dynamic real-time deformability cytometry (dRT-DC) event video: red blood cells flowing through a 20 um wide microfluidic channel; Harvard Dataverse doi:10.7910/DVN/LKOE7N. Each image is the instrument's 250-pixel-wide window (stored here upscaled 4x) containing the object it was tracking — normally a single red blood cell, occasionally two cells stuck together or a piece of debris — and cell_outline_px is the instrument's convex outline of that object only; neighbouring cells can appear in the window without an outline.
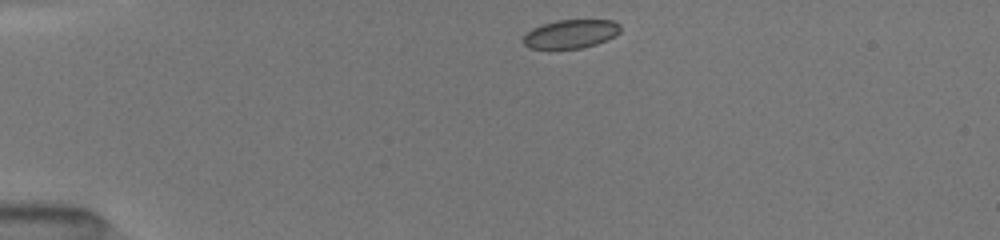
{"species": "common noctule bat (a hibernating species)", "species_latin": "Nyctalus noctula", "temperature_condition": "room temperature", "stored_images_in_passage": 11, "camera_frame_rate_fps": 3000, "um_per_image_px": 0.085, "animal": {"sex": "female", "body_mass_g": 19.5, "forearm_length_mm": 54.1}, "frame": {"image": 1, "passage_image": 1, "time_ms": 0.0, "image_size_px": [1000, 240], "cell_outline_px": [[620, 32], [616, 36], [596, 44], [580, 48], [528, 48], [520, 40], [532, 28], [556, 20], [612, 20], [620, 24]], "centroid_in_image_um": [48.52, 2.88], "position_along_channel_um": 36.5, "area_um2": 16.18}}
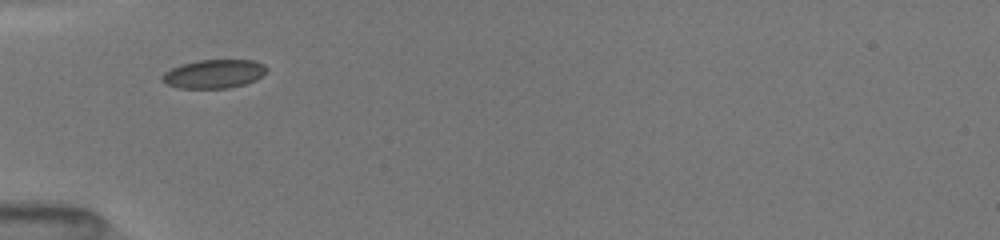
{"frame": {"image": 2, "passage_image": 7, "time_ms": 2.0, "image_size_px": [1000, 240], "cell_outline_px": [[268, 72], [256, 80], [244, 84], [228, 88], [180, 88], [168, 84], [160, 80], [160, 76], [164, 72], [180, 64], [196, 60], [252, 60], [264, 64], [268, 68]], "centroid_in_image_um": [18.19, 6.27], "position_along_channel_um": 66.8, "area_um2": 17.63}}
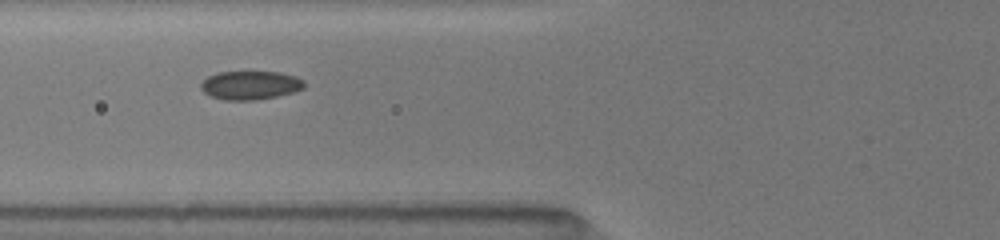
{"frame": {"image": 3, "passage_image": 10, "time_ms": 3.0, "image_size_px": [1000, 240], "cell_outline_px": [[304, 88], [292, 92], [276, 96], [256, 100], [224, 100], [212, 96], [204, 92], [200, 88], [200, 84], [208, 76], [216, 72], [280, 72], [296, 76], [304, 80]], "centroid_in_image_um": [21.27, 7.24], "position_along_channel_um": 104.5, "area_um2": 17.22}}